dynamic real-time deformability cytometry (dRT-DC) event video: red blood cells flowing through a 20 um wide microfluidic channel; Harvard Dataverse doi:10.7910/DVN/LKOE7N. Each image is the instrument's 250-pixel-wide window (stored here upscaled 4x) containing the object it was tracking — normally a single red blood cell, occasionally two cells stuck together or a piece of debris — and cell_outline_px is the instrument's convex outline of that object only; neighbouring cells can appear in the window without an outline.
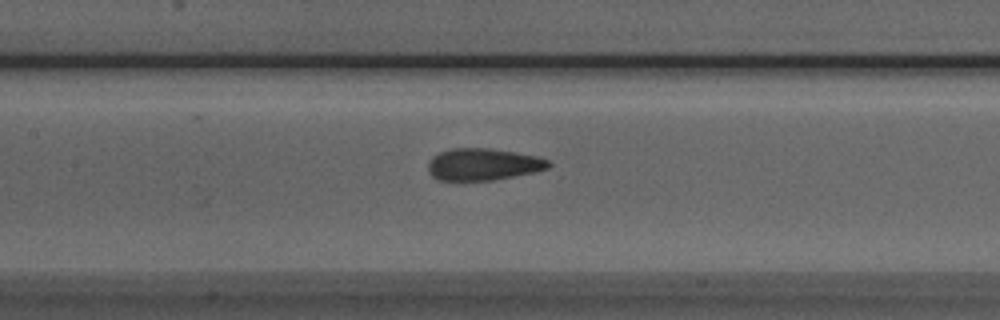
{"species": "Egyptian fruit bat (a non-hibernating species)", "species_latin": "Rousettus aegyptiacus", "temperature_condition": "room temperature", "stored_images_in_passage": 38, "camera_frame_rate_fps": 3000, "um_per_image_px": 0.085, "animal": {"sex": "male"}, "frame": {"image": 1, "passage_image": 10, "time_ms": 3.0, "image_size_px": [1000, 320], "cell_outline_px": [[552, 164], [548, 168], [532, 172], [492, 180], [440, 180], [432, 176], [428, 172], [428, 164], [432, 156], [440, 152], [452, 148], [488, 148], [516, 152], [540, 156], [548, 160]], "centroid_in_image_um": [41.06, 13.96], "position_along_channel_um": 166.3, "area_um2": 22.37}}
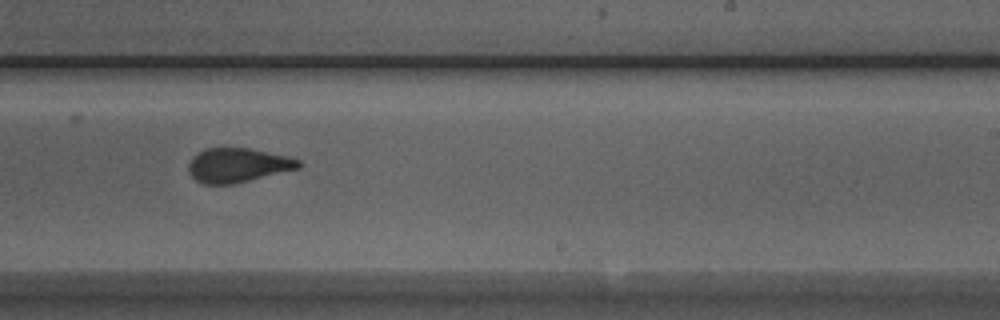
{"frame": {"image": 2, "passage_image": 18, "time_ms": 5.667, "image_size_px": [1000, 320], "cell_outline_px": [[304, 164], [300, 168], [236, 184], [204, 184], [196, 180], [188, 172], [188, 164], [192, 156], [204, 148], [248, 148], [288, 156], [300, 160]], "centroid_in_image_um": [20.22, 14.05], "position_along_channel_um": 268.8, "area_um2": 22.25}}
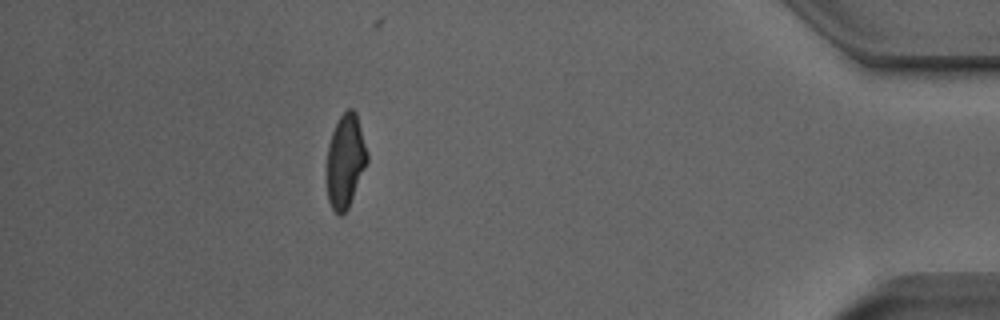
{"frame": {"image": 3, "passage_image": 33, "time_ms": 10.667, "image_size_px": [1000, 320], "cell_outline_px": [[368, 160], [348, 208], [340, 216], [332, 208], [328, 200], [328, 144], [332, 132], [340, 116], [348, 108], [352, 108], [356, 112], [368, 152]], "centroid_in_image_um": [29.38, 13.65], "position_along_channel_um": 405.8, "area_um2": 21.62}, "authors_computed_cell_mechanics": {"area_um2": 22.4842, "velocity_mm_per_s": 3.8607, "shape_relaxation_time_tau1_ms": 6.4332, "shape_relaxation_time_tau2_ms": 1.3988, "deformation_change_tau1": 0.1971, "deformation_change_tau2": 0.0938}}